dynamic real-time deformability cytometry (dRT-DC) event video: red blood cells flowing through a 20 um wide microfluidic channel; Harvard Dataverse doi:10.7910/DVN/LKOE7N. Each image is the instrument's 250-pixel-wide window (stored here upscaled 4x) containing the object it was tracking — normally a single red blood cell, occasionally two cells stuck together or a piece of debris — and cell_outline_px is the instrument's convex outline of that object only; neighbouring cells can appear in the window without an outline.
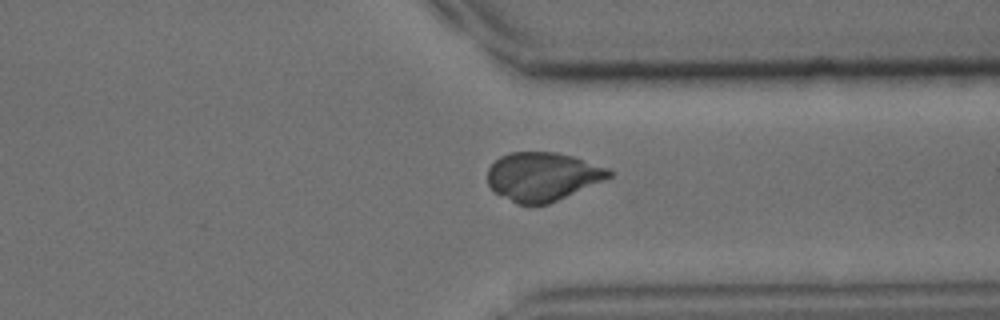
{"species": "common noctule bat (a hibernating species)", "species_latin": "Nyctalus noctula", "temperature_condition": "cold", "stored_images_in_passage": 33, "camera_frame_rate_fps": 3000, "um_per_image_px": 0.085, "animal": {"sex": "male", "body_mass_g": 15.6}, "frame": {"image": 1, "passage_image": 23, "time_ms": 7.333, "image_size_px": [1000, 320], "cell_outline_px": [[616, 172], [612, 176], [604, 180], [548, 204], [516, 204], [496, 192], [488, 184], [488, 168], [500, 156], [512, 152], [556, 152], [572, 156], [612, 168]], "centroid_in_image_um": [46.17, 14.99], "position_along_channel_um": 365.2, "area_um2": 34.39}}
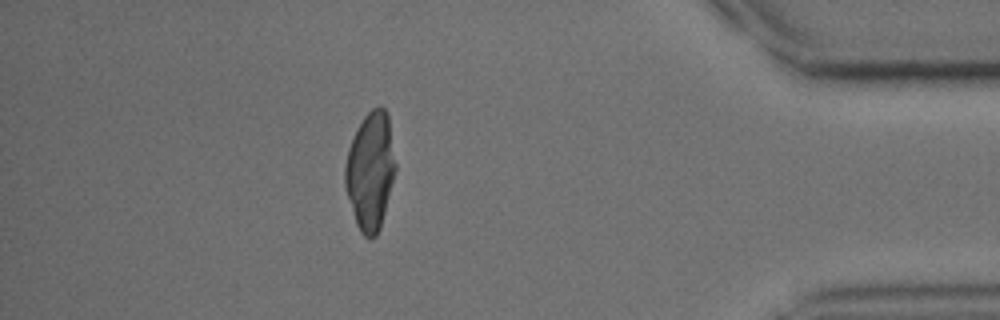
{"frame": {"image": 2, "passage_image": 28, "time_ms": 9.0, "image_size_px": [1000, 320], "cell_outline_px": [[396, 168], [380, 228], [376, 236], [372, 240], [364, 236], [360, 232], [356, 224], [344, 184], [344, 164], [348, 148], [364, 116], [372, 108], [380, 104], [388, 112], [396, 164]], "centroid_in_image_um": [31.48, 14.52], "position_along_channel_um": 403.7, "area_um2": 34.68}}